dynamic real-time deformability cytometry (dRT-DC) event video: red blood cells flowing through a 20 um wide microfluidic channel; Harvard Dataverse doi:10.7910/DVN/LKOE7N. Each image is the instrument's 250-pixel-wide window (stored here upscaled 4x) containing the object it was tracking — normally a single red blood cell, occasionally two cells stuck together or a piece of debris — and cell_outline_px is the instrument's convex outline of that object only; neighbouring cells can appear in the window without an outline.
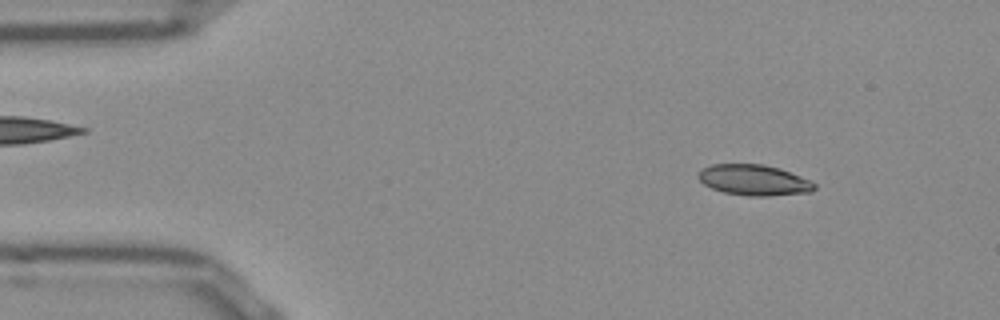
{"species": "Egyptian fruit bat (a non-hibernating species)", "species_latin": "Rousettus aegyptiacus", "temperature_condition": "room temperature", "stored_images_in_passage": 14, "camera_frame_rate_fps": 3000, "um_per_image_px": 0.085, "frame": {"image": 1, "passage_image": 5, "time_ms": 1.333, "image_size_px": [1000, 320], "cell_outline_px": [[816, 188], [812, 192], [768, 196], [748, 196], [724, 192], [712, 188], [704, 184], [696, 176], [704, 168], [712, 164], [764, 164], [780, 168], [812, 180], [816, 184]], "centroid_in_image_um": [64.14, 15.31], "position_along_channel_um": 20.9, "area_um2": 20.92}}